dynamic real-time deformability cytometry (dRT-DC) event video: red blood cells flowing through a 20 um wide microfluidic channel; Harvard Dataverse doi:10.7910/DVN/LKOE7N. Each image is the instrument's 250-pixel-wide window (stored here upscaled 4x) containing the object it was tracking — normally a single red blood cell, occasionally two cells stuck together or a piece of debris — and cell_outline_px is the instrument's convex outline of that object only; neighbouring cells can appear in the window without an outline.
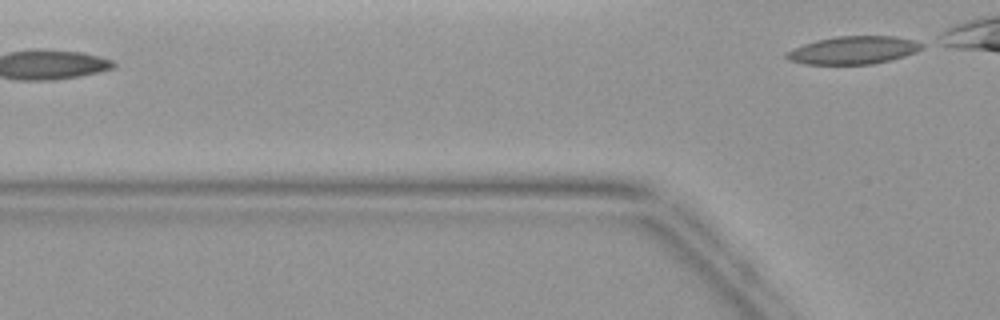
{"species": "common noctule bat (a hibernating species)", "species_latin": "Nyctalus noctula", "temperature_condition": "warm", "stored_images_in_passage": 3, "camera_frame_rate_fps": 3000, "um_per_image_px": 0.085, "animal": {"sex": "female", "body_mass_g": 19.9}, "frame": {"image": 1, "passage_image": 3, "time_ms": 2.333, "image_size_px": [1000, 320], "cell_outline_px": [[924, 48], [916, 52], [904, 56], [872, 64], [804, 64], [788, 60], [784, 56], [784, 52], [804, 44], [816, 40], [836, 36], [896, 36], [916, 40], [924, 44]], "centroid_in_image_um": [72.54, 4.26], "position_along_channel_um": 53.3, "area_um2": 22.14}}